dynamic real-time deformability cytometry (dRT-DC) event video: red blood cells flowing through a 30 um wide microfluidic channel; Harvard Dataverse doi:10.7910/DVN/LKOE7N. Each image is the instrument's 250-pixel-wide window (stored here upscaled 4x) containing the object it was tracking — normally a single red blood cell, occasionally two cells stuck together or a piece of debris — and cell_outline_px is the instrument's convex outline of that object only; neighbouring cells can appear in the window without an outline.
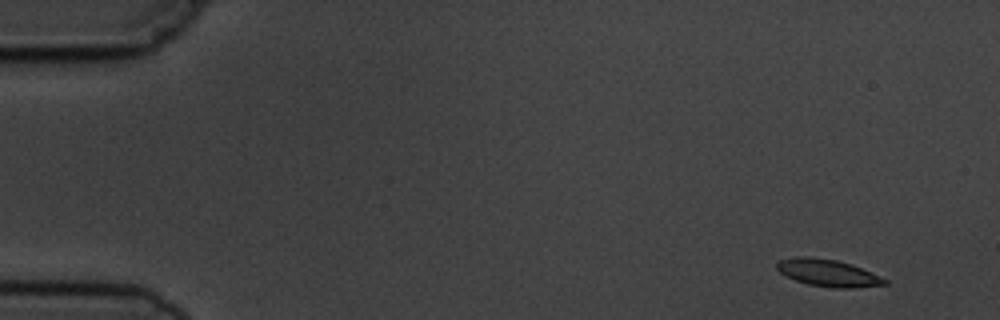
{"species": "common noctule bat (a hibernating species)", "species_latin": "Nyctalus noctula", "temperature_condition": "cold", "stored_images_in_passage": 6, "camera_frame_rate_fps": 3000, "um_per_image_px": 0.085, "animal": {"sex": "male", "body_mass_g": 19.5, "forearm_length_mm": 54.6}, "frame": {"image": 1, "passage_image": 2, "time_ms": 1.333, "image_size_px": [1000, 320], "cell_outline_px": [[888, 284], [856, 288], [836, 288], [808, 284], [796, 280], [780, 272], [776, 268], [776, 264], [780, 260], [796, 256], [812, 256], [836, 260], [852, 264], [888, 280]], "centroid_in_image_um": [70.39, 23.19], "position_along_channel_um": 14.6, "area_um2": 16.99}}
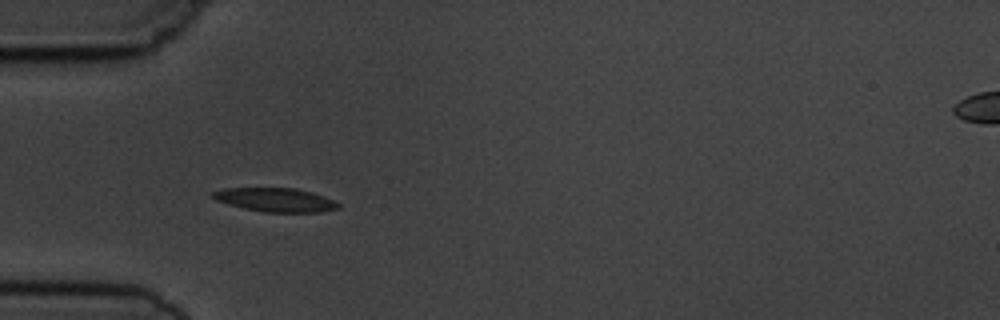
{"frame": {"image": 2, "passage_image": 5, "time_ms": 5.667, "image_size_px": [1000, 320], "cell_outline_px": [[340, 208], [320, 212], [264, 212], [244, 208], [228, 204], [216, 200], [212, 196], [212, 192], [224, 188], [296, 188], [312, 192], [324, 196], [340, 204]], "centroid_in_image_um": [23.43, 16.98], "position_along_channel_um": 61.6, "area_um2": 17.34}}
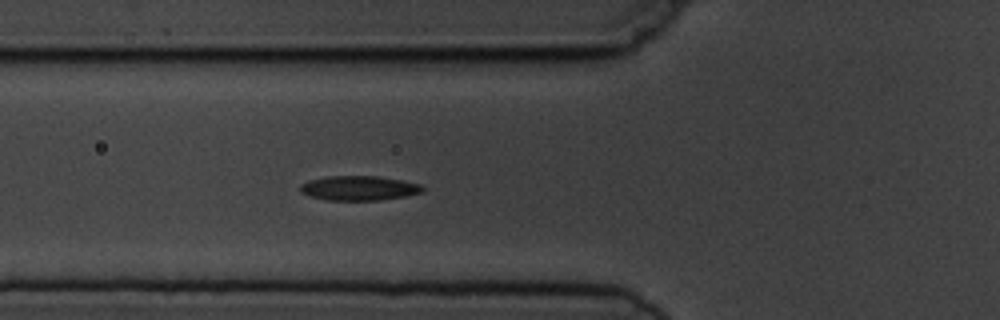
{"frame": {"image": 3, "passage_image": 6, "time_ms": 6.667, "image_size_px": [1000, 320], "cell_outline_px": [[424, 192], [408, 196], [380, 200], [324, 200], [308, 196], [300, 192], [300, 184], [308, 180], [328, 176], [376, 176], [400, 180], [420, 184], [424, 188]], "centroid_in_image_um": [30.49, 16.0], "position_along_channel_um": 95.3, "area_um2": 17.69}}